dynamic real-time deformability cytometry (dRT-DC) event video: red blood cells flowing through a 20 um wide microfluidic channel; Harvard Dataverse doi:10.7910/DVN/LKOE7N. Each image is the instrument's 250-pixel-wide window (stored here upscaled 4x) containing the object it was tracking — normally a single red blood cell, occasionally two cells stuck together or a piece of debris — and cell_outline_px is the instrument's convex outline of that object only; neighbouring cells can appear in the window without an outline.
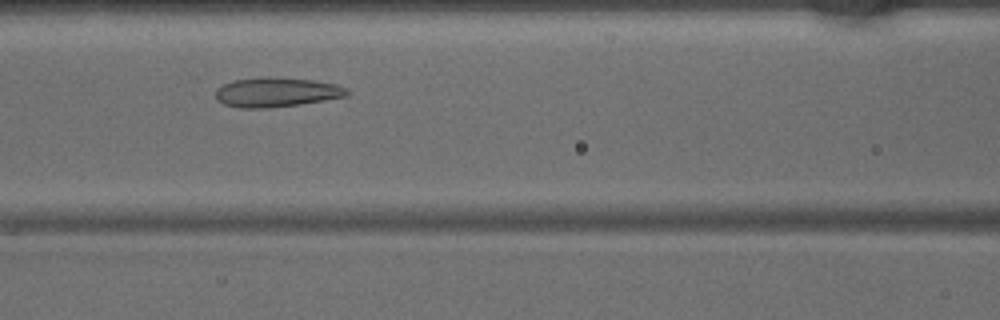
{"species": "common noctule bat (a hibernating species)", "species_latin": "Nyctalus noctula", "temperature_condition": "warm", "stored_images_in_passage": 37, "camera_frame_rate_fps": 3000, "um_per_image_px": 0.085, "animal": {"sex": "male", "body_mass_g": 15.6}, "frame": {"image": 1, "passage_image": 11, "time_ms": 3.333, "image_size_px": [1000, 320], "cell_outline_px": [[348, 96], [300, 104], [264, 108], [240, 108], [224, 104], [216, 100], [216, 88], [232, 80], [260, 76], [268, 76], [312, 80], [336, 84], [348, 88]], "centroid_in_image_um": [23.47, 7.82], "position_along_channel_um": 143.1, "area_um2": 22.77}}
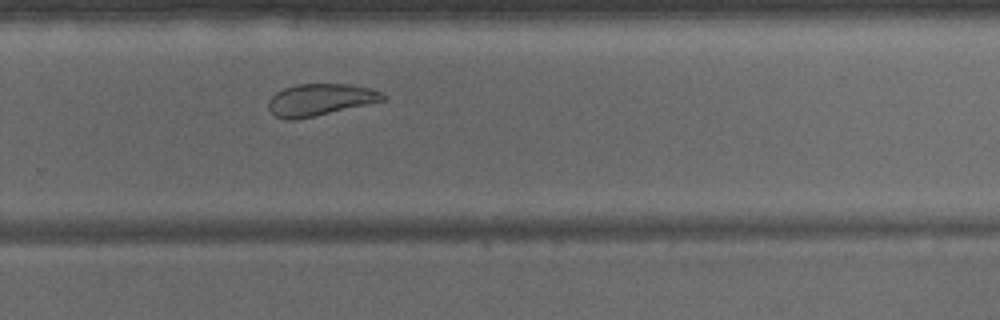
{"frame": {"image": 2, "passage_image": 22, "time_ms": 7.0, "image_size_px": [1000, 320], "cell_outline_px": [[388, 100], [316, 116], [296, 120], [284, 120], [276, 116], [268, 108], [268, 100], [276, 92], [284, 88], [296, 84], [352, 84], [372, 88], [388, 96]], "centroid_in_image_um": [27.25, 8.48], "position_along_channel_um": 302.5, "area_um2": 21.68}}
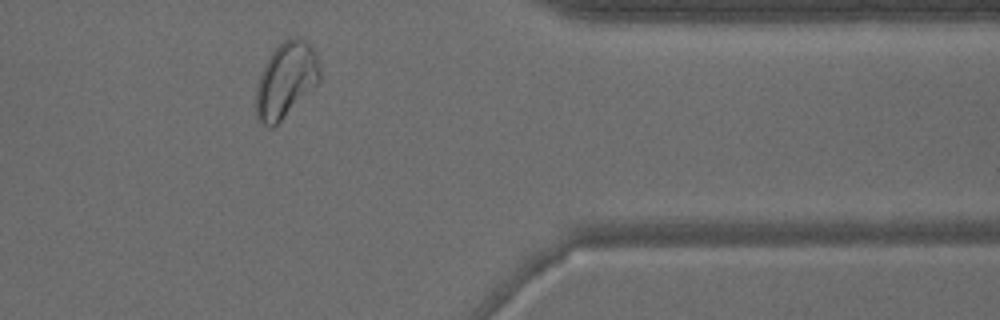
{"frame": {"image": 3, "passage_image": 29, "time_ms": 9.333, "image_size_px": [1000, 320], "cell_outline_px": [[320, 80], [272, 128], [268, 128], [256, 120], [256, 84], [260, 72], [264, 64], [272, 52], [284, 40], [292, 36], [296, 36], [308, 44], [312, 48], [316, 56], [320, 68]], "centroid_in_image_um": [24.25, 6.81], "position_along_channel_um": 387.1, "area_um2": 27.63}}